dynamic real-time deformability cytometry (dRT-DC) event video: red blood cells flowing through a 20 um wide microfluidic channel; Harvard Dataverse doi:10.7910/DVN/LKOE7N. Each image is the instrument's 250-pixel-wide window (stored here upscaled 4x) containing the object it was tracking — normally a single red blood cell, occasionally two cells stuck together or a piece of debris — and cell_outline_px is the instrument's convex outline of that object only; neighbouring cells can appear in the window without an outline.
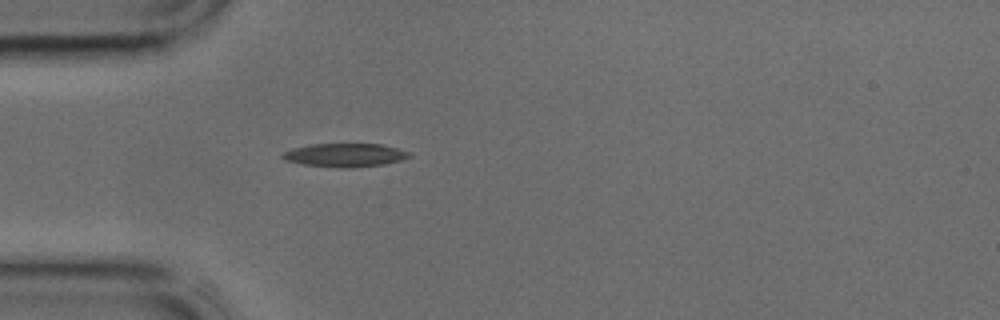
{"species": "common noctule bat (a hibernating species)", "species_latin": "Nyctalus noctula", "temperature_condition": "cold", "stored_images_in_passage": 32, "camera_frame_rate_fps": 3000, "um_per_image_px": 0.085, "animal": {"sex": "male", "body_mass_g": 17.9, "forearm_length_mm": 54.2}, "frame": {"image": 1, "passage_image": 1, "time_ms": 0.0, "image_size_px": [1000, 320], "cell_outline_px": [[412, 156], [400, 160], [384, 164], [352, 168], [336, 168], [304, 164], [284, 160], [280, 156], [284, 152], [292, 148], [312, 144], [380, 144], [396, 148], [408, 152]], "centroid_in_image_um": [29.29, 13.19], "position_along_channel_um": 55.7, "area_um2": 17.28}}
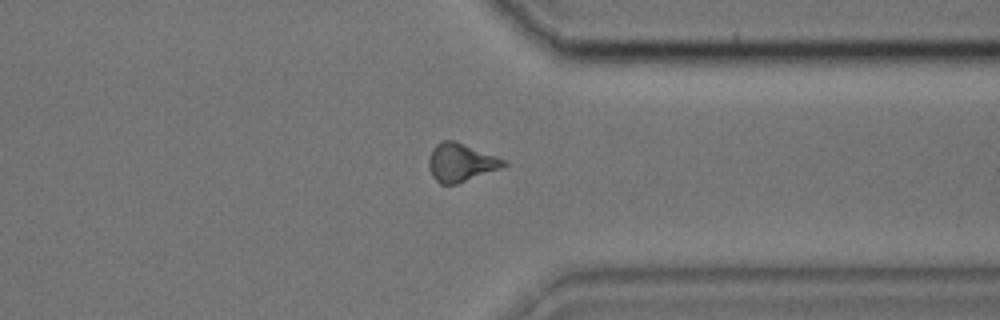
{"frame": {"image": 2, "passage_image": 22, "time_ms": 7.0, "image_size_px": [1000, 320], "cell_outline_px": [[508, 164], [504, 168], [456, 184], [440, 184], [432, 176], [428, 168], [428, 160], [432, 148], [440, 140], [456, 140], [508, 160]], "centroid_in_image_um": [39.2, 13.79], "position_along_channel_um": 372.2, "area_um2": 17.17}}
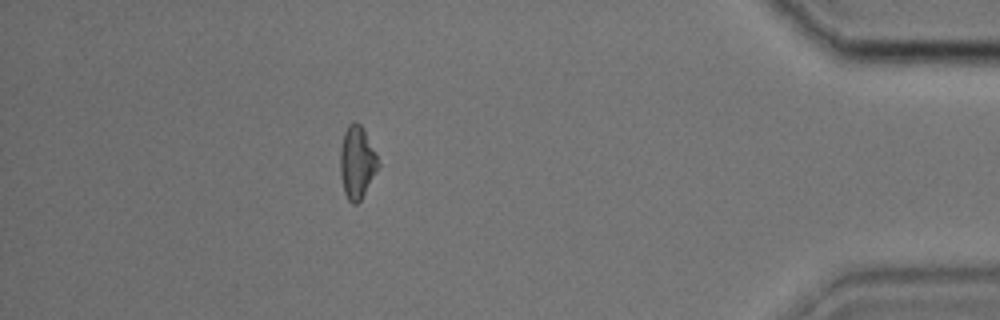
{"frame": {"image": 3, "passage_image": 27, "time_ms": 8.667, "image_size_px": [1000, 320], "cell_outline_px": [[380, 164], [360, 200], [356, 204], [352, 204], [348, 200], [344, 192], [340, 176], [340, 148], [344, 132], [348, 124], [352, 120], [356, 120], [364, 128], [376, 152]], "centroid_in_image_um": [30.33, 13.74], "position_along_channel_um": 404.9, "area_um2": 16.24}}